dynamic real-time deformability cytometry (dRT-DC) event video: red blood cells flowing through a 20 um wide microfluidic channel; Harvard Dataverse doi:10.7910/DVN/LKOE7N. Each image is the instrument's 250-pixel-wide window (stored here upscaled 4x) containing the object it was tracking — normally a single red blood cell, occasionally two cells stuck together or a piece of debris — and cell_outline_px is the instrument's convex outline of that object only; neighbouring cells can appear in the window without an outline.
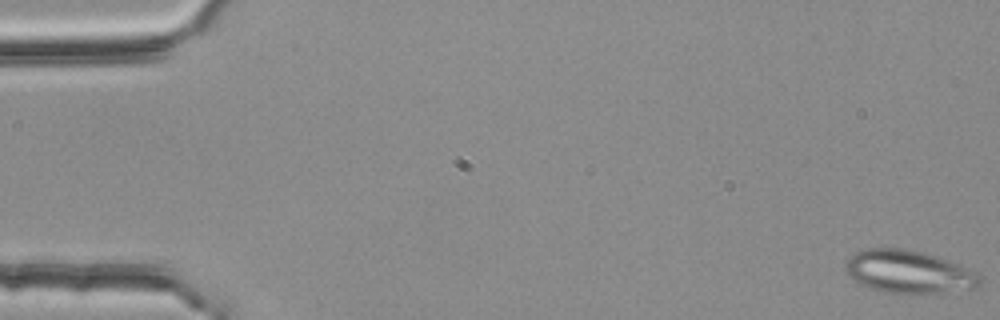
{"species": "common noctule bat (a hibernating species)", "species_latin": "Nyctalus noctula", "temperature_condition": "room temperature", "stored_images_in_passage": 4, "camera_frame_rate_fps": 3000, "um_per_image_px": 0.085, "animal": {"sex": "female", "body_mass_g": 25.1}, "frame": {"image": 1, "passage_image": 1, "time_ms": 0.0, "image_size_px": [1000, 320], "cell_outline_px": [[980, 284], [972, 288], [920, 296], [912, 296], [884, 292], [872, 288], [856, 280], [844, 268], [848, 260], [856, 252], [868, 248], [908, 248], [924, 252], [936, 256], [980, 272]], "centroid_in_image_um": [77.31, 23.13], "position_along_channel_um": 7.7, "area_um2": 33.93}}